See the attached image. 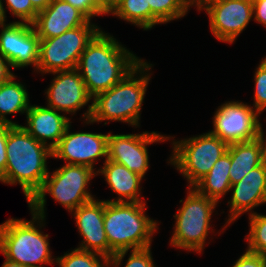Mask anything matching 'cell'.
I'll use <instances>...</instances> for the list:
<instances>
[{"instance_id": "obj_15", "label": "cell", "mask_w": 266, "mask_h": 267, "mask_svg": "<svg viewBox=\"0 0 266 267\" xmlns=\"http://www.w3.org/2000/svg\"><path fill=\"white\" fill-rule=\"evenodd\" d=\"M52 79L51 85L45 94L47 106L56 111L75 114L77 110L90 103L93 99L87 92L86 86L77 69L57 71Z\"/></svg>"}, {"instance_id": "obj_16", "label": "cell", "mask_w": 266, "mask_h": 267, "mask_svg": "<svg viewBox=\"0 0 266 267\" xmlns=\"http://www.w3.org/2000/svg\"><path fill=\"white\" fill-rule=\"evenodd\" d=\"M232 197L228 201L230 210L224 228L240 215L266 203V165L264 162L249 171L239 182L232 184Z\"/></svg>"}, {"instance_id": "obj_29", "label": "cell", "mask_w": 266, "mask_h": 267, "mask_svg": "<svg viewBox=\"0 0 266 267\" xmlns=\"http://www.w3.org/2000/svg\"><path fill=\"white\" fill-rule=\"evenodd\" d=\"M5 2L8 10L12 15L20 18L21 22L32 24L35 21L38 11L30 0H5Z\"/></svg>"}, {"instance_id": "obj_19", "label": "cell", "mask_w": 266, "mask_h": 267, "mask_svg": "<svg viewBox=\"0 0 266 267\" xmlns=\"http://www.w3.org/2000/svg\"><path fill=\"white\" fill-rule=\"evenodd\" d=\"M26 118L27 125L22 127L51 150L57 146L68 125L72 123L69 117L61 115L60 111L35 104L29 107Z\"/></svg>"}, {"instance_id": "obj_12", "label": "cell", "mask_w": 266, "mask_h": 267, "mask_svg": "<svg viewBox=\"0 0 266 267\" xmlns=\"http://www.w3.org/2000/svg\"><path fill=\"white\" fill-rule=\"evenodd\" d=\"M171 137L157 132L141 134L108 133L107 160L124 165L130 171L144 177L149 168L147 145L165 142Z\"/></svg>"}, {"instance_id": "obj_6", "label": "cell", "mask_w": 266, "mask_h": 267, "mask_svg": "<svg viewBox=\"0 0 266 267\" xmlns=\"http://www.w3.org/2000/svg\"><path fill=\"white\" fill-rule=\"evenodd\" d=\"M95 175L96 172L89 167L66 163L51 175L50 173L47 175L41 189L28 202L30 211L43 218L46 217V194L51 195L69 212L94 200L95 197L88 191V183Z\"/></svg>"}, {"instance_id": "obj_40", "label": "cell", "mask_w": 266, "mask_h": 267, "mask_svg": "<svg viewBox=\"0 0 266 267\" xmlns=\"http://www.w3.org/2000/svg\"><path fill=\"white\" fill-rule=\"evenodd\" d=\"M2 267H25V266H22L18 264L17 262L10 261L6 258Z\"/></svg>"}, {"instance_id": "obj_14", "label": "cell", "mask_w": 266, "mask_h": 267, "mask_svg": "<svg viewBox=\"0 0 266 267\" xmlns=\"http://www.w3.org/2000/svg\"><path fill=\"white\" fill-rule=\"evenodd\" d=\"M71 123L57 146L53 158L63 159L67 164L82 165L94 169L96 160H107L108 134L77 132L70 133Z\"/></svg>"}, {"instance_id": "obj_35", "label": "cell", "mask_w": 266, "mask_h": 267, "mask_svg": "<svg viewBox=\"0 0 266 267\" xmlns=\"http://www.w3.org/2000/svg\"><path fill=\"white\" fill-rule=\"evenodd\" d=\"M10 63L0 55V85L9 80L14 73L10 71Z\"/></svg>"}, {"instance_id": "obj_1", "label": "cell", "mask_w": 266, "mask_h": 267, "mask_svg": "<svg viewBox=\"0 0 266 267\" xmlns=\"http://www.w3.org/2000/svg\"><path fill=\"white\" fill-rule=\"evenodd\" d=\"M142 60L101 30L81 54L77 70L94 98L120 82Z\"/></svg>"}, {"instance_id": "obj_9", "label": "cell", "mask_w": 266, "mask_h": 267, "mask_svg": "<svg viewBox=\"0 0 266 267\" xmlns=\"http://www.w3.org/2000/svg\"><path fill=\"white\" fill-rule=\"evenodd\" d=\"M173 154L168 163L174 165L190 187L209 173L215 162L225 153L229 144L210 131L173 143Z\"/></svg>"}, {"instance_id": "obj_17", "label": "cell", "mask_w": 266, "mask_h": 267, "mask_svg": "<svg viewBox=\"0 0 266 267\" xmlns=\"http://www.w3.org/2000/svg\"><path fill=\"white\" fill-rule=\"evenodd\" d=\"M74 212V213H73ZM83 241L81 250L95 252L108 258V240L104 230V201L92 200L72 211Z\"/></svg>"}, {"instance_id": "obj_11", "label": "cell", "mask_w": 266, "mask_h": 267, "mask_svg": "<svg viewBox=\"0 0 266 267\" xmlns=\"http://www.w3.org/2000/svg\"><path fill=\"white\" fill-rule=\"evenodd\" d=\"M260 114L243 102L229 101L216 110L210 131L228 144L258 138Z\"/></svg>"}, {"instance_id": "obj_31", "label": "cell", "mask_w": 266, "mask_h": 267, "mask_svg": "<svg viewBox=\"0 0 266 267\" xmlns=\"http://www.w3.org/2000/svg\"><path fill=\"white\" fill-rule=\"evenodd\" d=\"M151 253V246L130 250V256L124 267H156Z\"/></svg>"}, {"instance_id": "obj_24", "label": "cell", "mask_w": 266, "mask_h": 267, "mask_svg": "<svg viewBox=\"0 0 266 267\" xmlns=\"http://www.w3.org/2000/svg\"><path fill=\"white\" fill-rule=\"evenodd\" d=\"M148 0H117L108 14H113L144 30L150 29V5Z\"/></svg>"}, {"instance_id": "obj_22", "label": "cell", "mask_w": 266, "mask_h": 267, "mask_svg": "<svg viewBox=\"0 0 266 267\" xmlns=\"http://www.w3.org/2000/svg\"><path fill=\"white\" fill-rule=\"evenodd\" d=\"M230 154L227 152L219 158L212 169L193 187L202 195L218 201L230 191Z\"/></svg>"}, {"instance_id": "obj_28", "label": "cell", "mask_w": 266, "mask_h": 267, "mask_svg": "<svg viewBox=\"0 0 266 267\" xmlns=\"http://www.w3.org/2000/svg\"><path fill=\"white\" fill-rule=\"evenodd\" d=\"M254 75L255 95L252 107L261 114L266 109V58L260 61Z\"/></svg>"}, {"instance_id": "obj_3", "label": "cell", "mask_w": 266, "mask_h": 267, "mask_svg": "<svg viewBox=\"0 0 266 267\" xmlns=\"http://www.w3.org/2000/svg\"><path fill=\"white\" fill-rule=\"evenodd\" d=\"M6 153V170L0 182L20 184L29 202L49 174L46 162L48 157H53L52 150L37 141L22 125H13L8 130Z\"/></svg>"}, {"instance_id": "obj_36", "label": "cell", "mask_w": 266, "mask_h": 267, "mask_svg": "<svg viewBox=\"0 0 266 267\" xmlns=\"http://www.w3.org/2000/svg\"><path fill=\"white\" fill-rule=\"evenodd\" d=\"M264 137H266V136H264V132H263V129H262V124L259 123L258 139L260 140L261 145H262L263 162L266 165V139Z\"/></svg>"}, {"instance_id": "obj_2", "label": "cell", "mask_w": 266, "mask_h": 267, "mask_svg": "<svg viewBox=\"0 0 266 267\" xmlns=\"http://www.w3.org/2000/svg\"><path fill=\"white\" fill-rule=\"evenodd\" d=\"M145 202L104 201L109 267H120L128 251L151 246L158 223L146 216Z\"/></svg>"}, {"instance_id": "obj_37", "label": "cell", "mask_w": 266, "mask_h": 267, "mask_svg": "<svg viewBox=\"0 0 266 267\" xmlns=\"http://www.w3.org/2000/svg\"><path fill=\"white\" fill-rule=\"evenodd\" d=\"M33 7L39 12L47 8L53 0H30Z\"/></svg>"}, {"instance_id": "obj_38", "label": "cell", "mask_w": 266, "mask_h": 267, "mask_svg": "<svg viewBox=\"0 0 266 267\" xmlns=\"http://www.w3.org/2000/svg\"><path fill=\"white\" fill-rule=\"evenodd\" d=\"M6 8H4L3 6V2L2 0H0V27L3 25H6L5 22V18H6Z\"/></svg>"}, {"instance_id": "obj_20", "label": "cell", "mask_w": 266, "mask_h": 267, "mask_svg": "<svg viewBox=\"0 0 266 267\" xmlns=\"http://www.w3.org/2000/svg\"><path fill=\"white\" fill-rule=\"evenodd\" d=\"M102 174L110 189L118 194L116 200H104L106 202H144L141 197V181L143 177L130 171L124 165L111 160L104 161V166L96 171Z\"/></svg>"}, {"instance_id": "obj_7", "label": "cell", "mask_w": 266, "mask_h": 267, "mask_svg": "<svg viewBox=\"0 0 266 267\" xmlns=\"http://www.w3.org/2000/svg\"><path fill=\"white\" fill-rule=\"evenodd\" d=\"M183 205L174 215L176 222L171 246L201 253L211 229V215L218 204L215 200L200 194L194 187H188Z\"/></svg>"}, {"instance_id": "obj_5", "label": "cell", "mask_w": 266, "mask_h": 267, "mask_svg": "<svg viewBox=\"0 0 266 267\" xmlns=\"http://www.w3.org/2000/svg\"><path fill=\"white\" fill-rule=\"evenodd\" d=\"M31 213L30 221L9 218L0 224V252L8 260L25 267H43V264H53L56 258L53 259L51 256L49 234H43L41 229H37L44 226L45 219Z\"/></svg>"}, {"instance_id": "obj_4", "label": "cell", "mask_w": 266, "mask_h": 267, "mask_svg": "<svg viewBox=\"0 0 266 267\" xmlns=\"http://www.w3.org/2000/svg\"><path fill=\"white\" fill-rule=\"evenodd\" d=\"M151 67L152 64L142 60L120 82L96 95L82 116L86 120L85 123L108 120L139 126L141 107L151 78V73L146 72Z\"/></svg>"}, {"instance_id": "obj_10", "label": "cell", "mask_w": 266, "mask_h": 267, "mask_svg": "<svg viewBox=\"0 0 266 267\" xmlns=\"http://www.w3.org/2000/svg\"><path fill=\"white\" fill-rule=\"evenodd\" d=\"M195 6L206 10L215 38L227 43H233L253 17L252 0H199Z\"/></svg>"}, {"instance_id": "obj_27", "label": "cell", "mask_w": 266, "mask_h": 267, "mask_svg": "<svg viewBox=\"0 0 266 267\" xmlns=\"http://www.w3.org/2000/svg\"><path fill=\"white\" fill-rule=\"evenodd\" d=\"M249 233L246 236L247 250L266 256V215L252 212L249 214Z\"/></svg>"}, {"instance_id": "obj_13", "label": "cell", "mask_w": 266, "mask_h": 267, "mask_svg": "<svg viewBox=\"0 0 266 267\" xmlns=\"http://www.w3.org/2000/svg\"><path fill=\"white\" fill-rule=\"evenodd\" d=\"M0 55L13 68L33 65L37 69L39 60V37L32 24L20 20L1 26Z\"/></svg>"}, {"instance_id": "obj_26", "label": "cell", "mask_w": 266, "mask_h": 267, "mask_svg": "<svg viewBox=\"0 0 266 267\" xmlns=\"http://www.w3.org/2000/svg\"><path fill=\"white\" fill-rule=\"evenodd\" d=\"M59 267H109V258L95 252L75 248L56 258Z\"/></svg>"}, {"instance_id": "obj_41", "label": "cell", "mask_w": 266, "mask_h": 267, "mask_svg": "<svg viewBox=\"0 0 266 267\" xmlns=\"http://www.w3.org/2000/svg\"><path fill=\"white\" fill-rule=\"evenodd\" d=\"M193 4H194V6L199 2V0H190Z\"/></svg>"}, {"instance_id": "obj_25", "label": "cell", "mask_w": 266, "mask_h": 267, "mask_svg": "<svg viewBox=\"0 0 266 267\" xmlns=\"http://www.w3.org/2000/svg\"><path fill=\"white\" fill-rule=\"evenodd\" d=\"M150 5V29L156 24L168 23L184 17L190 6V0H148Z\"/></svg>"}, {"instance_id": "obj_21", "label": "cell", "mask_w": 266, "mask_h": 267, "mask_svg": "<svg viewBox=\"0 0 266 267\" xmlns=\"http://www.w3.org/2000/svg\"><path fill=\"white\" fill-rule=\"evenodd\" d=\"M227 152L231 159L229 170L231 185L239 182L249 171L263 163L262 145L258 138L231 143Z\"/></svg>"}, {"instance_id": "obj_33", "label": "cell", "mask_w": 266, "mask_h": 267, "mask_svg": "<svg viewBox=\"0 0 266 267\" xmlns=\"http://www.w3.org/2000/svg\"><path fill=\"white\" fill-rule=\"evenodd\" d=\"M13 125L0 122V178L5 174L6 165H7V153H6V144L8 130Z\"/></svg>"}, {"instance_id": "obj_32", "label": "cell", "mask_w": 266, "mask_h": 267, "mask_svg": "<svg viewBox=\"0 0 266 267\" xmlns=\"http://www.w3.org/2000/svg\"><path fill=\"white\" fill-rule=\"evenodd\" d=\"M232 267H266L265 256L246 250Z\"/></svg>"}, {"instance_id": "obj_34", "label": "cell", "mask_w": 266, "mask_h": 267, "mask_svg": "<svg viewBox=\"0 0 266 267\" xmlns=\"http://www.w3.org/2000/svg\"><path fill=\"white\" fill-rule=\"evenodd\" d=\"M252 2L253 20L266 27V0H252Z\"/></svg>"}, {"instance_id": "obj_8", "label": "cell", "mask_w": 266, "mask_h": 267, "mask_svg": "<svg viewBox=\"0 0 266 267\" xmlns=\"http://www.w3.org/2000/svg\"><path fill=\"white\" fill-rule=\"evenodd\" d=\"M100 31L88 20L57 37L40 39L36 71L44 74L77 69L81 54Z\"/></svg>"}, {"instance_id": "obj_18", "label": "cell", "mask_w": 266, "mask_h": 267, "mask_svg": "<svg viewBox=\"0 0 266 267\" xmlns=\"http://www.w3.org/2000/svg\"><path fill=\"white\" fill-rule=\"evenodd\" d=\"M89 19L77 8L63 0H53L37 13L32 26L39 39L57 37L67 30L84 25Z\"/></svg>"}, {"instance_id": "obj_23", "label": "cell", "mask_w": 266, "mask_h": 267, "mask_svg": "<svg viewBox=\"0 0 266 267\" xmlns=\"http://www.w3.org/2000/svg\"><path fill=\"white\" fill-rule=\"evenodd\" d=\"M13 75L0 85V122L19 125L6 118V115L26 113L29 105V94L25 86L15 80Z\"/></svg>"}, {"instance_id": "obj_39", "label": "cell", "mask_w": 266, "mask_h": 267, "mask_svg": "<svg viewBox=\"0 0 266 267\" xmlns=\"http://www.w3.org/2000/svg\"><path fill=\"white\" fill-rule=\"evenodd\" d=\"M107 11L117 2V0H97Z\"/></svg>"}, {"instance_id": "obj_30", "label": "cell", "mask_w": 266, "mask_h": 267, "mask_svg": "<svg viewBox=\"0 0 266 267\" xmlns=\"http://www.w3.org/2000/svg\"><path fill=\"white\" fill-rule=\"evenodd\" d=\"M80 10L89 20L95 16L108 15V11L97 0H63Z\"/></svg>"}]
</instances>
